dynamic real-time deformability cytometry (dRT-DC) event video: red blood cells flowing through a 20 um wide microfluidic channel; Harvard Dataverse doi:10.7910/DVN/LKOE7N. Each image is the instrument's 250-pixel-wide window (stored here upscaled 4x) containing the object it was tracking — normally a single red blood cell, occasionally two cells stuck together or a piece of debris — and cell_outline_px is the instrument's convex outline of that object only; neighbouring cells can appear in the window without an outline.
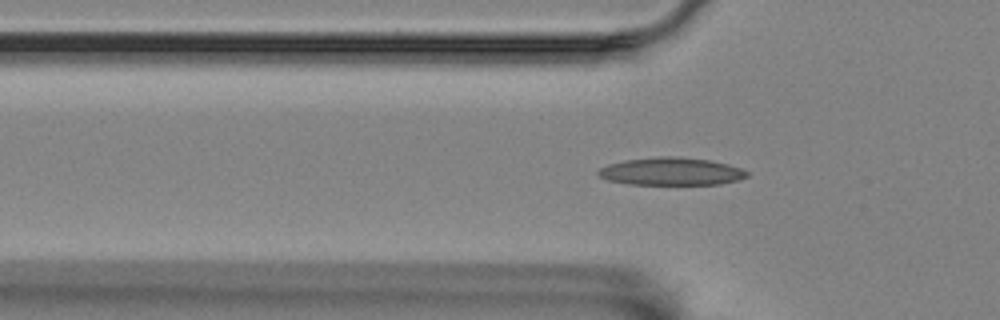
{"species": "Egyptian fruit bat (a non-hibernating species)", "species_latin": "Rousettus aegyptiacus", "temperature_condition": "room temperature", "stored_images_in_passage": 56, "camera_frame_rate_fps": 3000, "um_per_image_px": 0.085, "animal": {"sex": "female"}, "frame": {"image": 1, "passage_image": 17, "time_ms": 5.333, "image_size_px": [1000, 320], "cell_outline_px": [[748, 176], [740, 180], [720, 184], [628, 184], [608, 180], [600, 176], [596, 172], [600, 168], [608, 164], [624, 160], [660, 156], [676, 156], [708, 160], [728, 164], [740, 168], [748, 172]], "centroid_in_image_um": [57.05, 14.57], "position_along_channel_um": 68.7, "area_um2": 23.99}}
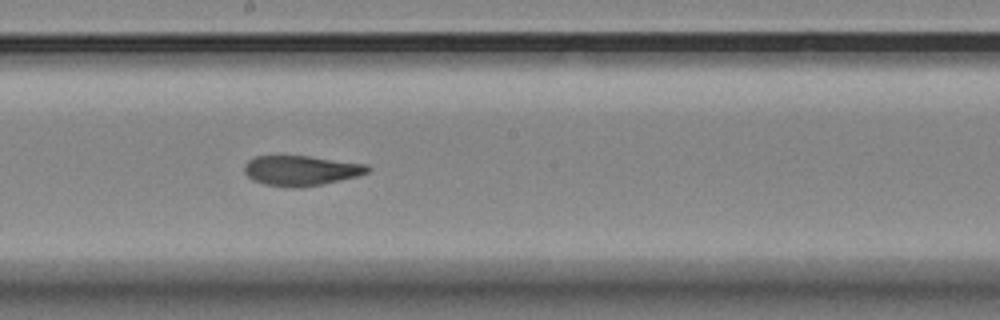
{"frame": {"image": 2, "passage_image": 30, "time_ms": 9.667, "image_size_px": [1000, 320], "cell_outline_px": [[372, 168], [368, 172], [356, 176], [340, 180], [300, 188], [288, 188], [264, 184], [252, 180], [244, 172], [244, 164], [248, 160], [256, 156], [312, 156], [368, 164]], "centroid_in_image_um": [25.58, 14.49], "position_along_channel_um": 222.6, "area_um2": 21.79}}
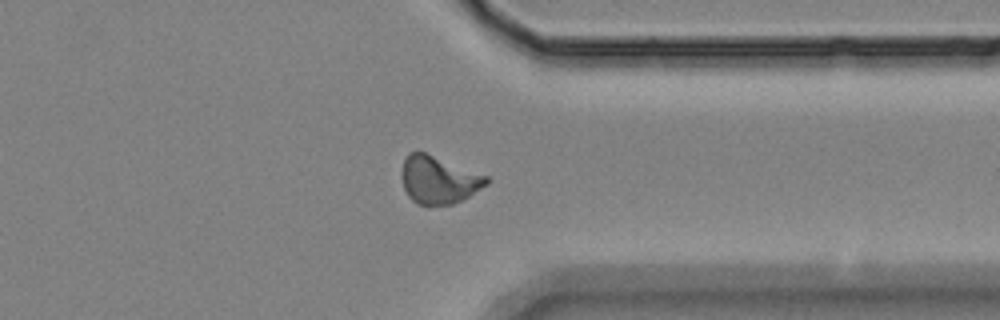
{"frame": {"image": 3, "passage_image": 43, "time_ms": 14.0, "image_size_px": [1000, 320], "cell_outline_px": [[488, 184], [468, 196], [452, 204], [428, 208], [416, 204], [408, 196], [404, 188], [400, 176], [400, 172], [404, 160], [408, 152], [424, 152], [488, 176]], "centroid_in_image_um": [37.23, 15.32], "position_along_channel_um": 374.2, "area_um2": 23.81}, "authors_computed_cell_mechanics": {"area_um2": 22.0507, "velocity_mm_per_s": 3.556, "shape_relaxation_time_tau1_ms": null, "shape_relaxation_time_tau2_ms": 2.2654, "deformation_change_tau1": null, "deformation_change_tau2": 0.0816}}